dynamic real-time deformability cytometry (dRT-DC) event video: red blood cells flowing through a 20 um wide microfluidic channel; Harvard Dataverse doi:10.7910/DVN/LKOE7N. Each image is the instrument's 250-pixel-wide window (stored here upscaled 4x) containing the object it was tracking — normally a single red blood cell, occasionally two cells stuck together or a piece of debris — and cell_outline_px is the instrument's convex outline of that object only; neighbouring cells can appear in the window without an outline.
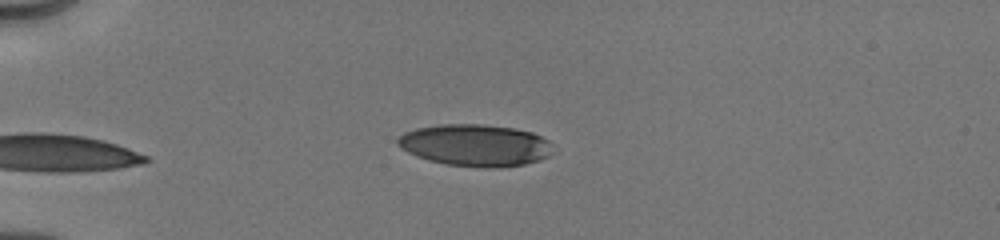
{"species": "human", "species_latin": "Homo sapiens", "temperature_condition": "cold", "stored_images_in_passage": 53, "camera_frame_rate_fps": 3000, "um_per_image_px": 0.085, "donor": {"sex": "male"}, "frame": {"image": 1, "passage_image": 1, "time_ms": 0.0, "image_size_px": [1000, 240], "cell_outline_px": [[552, 152], [548, 156], [540, 160], [524, 164], [448, 164], [416, 156], [400, 148], [396, 144], [396, 140], [404, 132], [416, 128], [440, 124], [480, 124], [516, 128], [532, 132], [548, 140]], "centroid_in_image_um": [40.35, 12.28], "position_along_channel_um": 44.6, "area_um2": 36.59}}
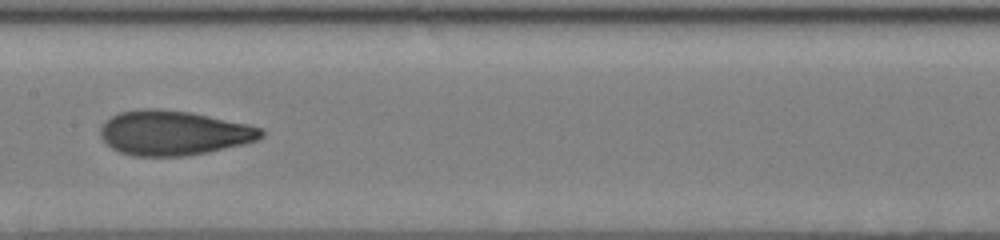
{"frame": {"image": 2, "passage_image": 25, "time_ms": 4.667, "image_size_px": [1000, 240], "cell_outline_px": [[264, 136], [256, 140], [244, 144], [208, 152], [184, 156], [132, 156], [120, 152], [112, 148], [100, 136], [100, 128], [104, 120], [120, 112], [144, 108], [160, 108], [192, 112], [248, 124], [260, 128], [264, 132]], "centroid_in_image_um": [14.74, 11.29], "position_along_channel_um": 192.7, "area_um2": 42.02}}
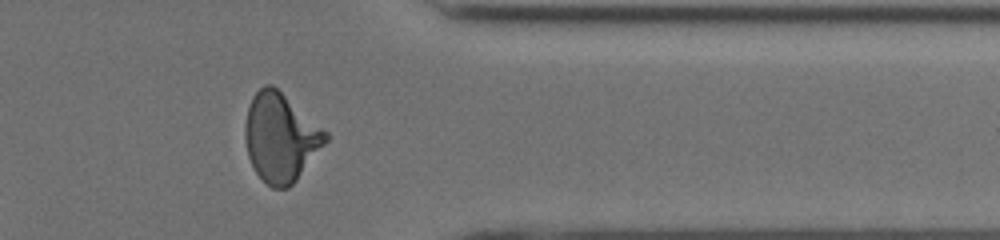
{"frame": {"image": 3, "passage_image": 43, "time_ms": 9.667, "image_size_px": [1000, 240], "cell_outline_px": [[328, 140], [296, 180], [288, 188], [272, 188], [256, 172], [248, 156], [244, 136], [244, 124], [248, 108], [252, 96], [264, 84], [272, 84], [328, 132]], "centroid_in_image_um": [23.83, 11.67], "position_along_channel_um": 387.6, "area_um2": 41.21}, "authors_computed_cell_mechanics": {"area_um2": 40.5178, "velocity_mm_per_s": 4.0368, "shape_relaxation_time_tau1_ms": 5.6835, "shape_relaxation_time_tau2_ms": 1.4404, "deformation_change_tau1": 0.2153, "deformation_change_tau2": 0.0833}}